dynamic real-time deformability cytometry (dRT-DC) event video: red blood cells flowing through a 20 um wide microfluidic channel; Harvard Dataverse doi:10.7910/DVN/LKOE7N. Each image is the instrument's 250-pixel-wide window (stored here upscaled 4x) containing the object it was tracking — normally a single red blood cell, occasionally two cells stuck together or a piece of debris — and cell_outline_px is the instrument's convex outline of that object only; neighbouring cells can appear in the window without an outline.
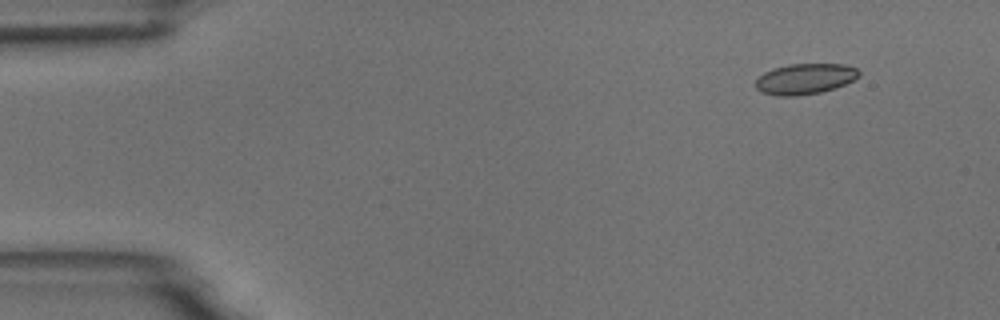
{"species": "common noctule bat (a hibernating species)", "species_latin": "Nyctalus noctula", "temperature_condition": "room temperature", "stored_images_in_passage": 5, "camera_frame_rate_fps": 3000, "um_per_image_px": 0.085, "animal": {"sex": "male", "body_mass_g": 18.8}, "frame": {"image": 1, "passage_image": 2, "time_ms": 1.0, "image_size_px": [1000, 320], "cell_outline_px": [[860, 76], [844, 84], [820, 92], [796, 96], [776, 96], [764, 92], [756, 88], [756, 80], [764, 72], [772, 68], [788, 64], [844, 64], [856, 68], [860, 72]], "centroid_in_image_um": [68.41, 6.69], "position_along_channel_um": 16.6, "area_um2": 18.32}}
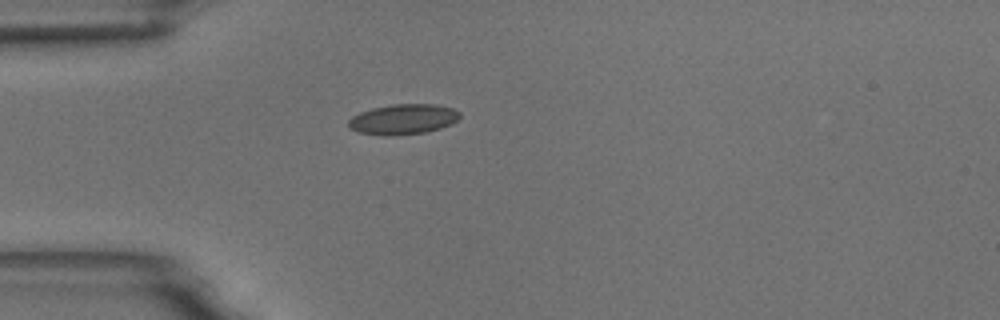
{"frame": {"image": 2, "passage_image": 4, "time_ms": 4.333, "image_size_px": [1000, 320], "cell_outline_px": [[460, 116], [452, 124], [440, 128], [424, 132], [392, 136], [380, 136], [360, 132], [348, 128], [348, 120], [352, 116], [360, 112], [372, 108], [392, 104], [436, 104], [452, 108], [460, 112]], "centroid_in_image_um": [34.24, 10.14], "position_along_channel_um": 50.8, "area_um2": 19.77}}